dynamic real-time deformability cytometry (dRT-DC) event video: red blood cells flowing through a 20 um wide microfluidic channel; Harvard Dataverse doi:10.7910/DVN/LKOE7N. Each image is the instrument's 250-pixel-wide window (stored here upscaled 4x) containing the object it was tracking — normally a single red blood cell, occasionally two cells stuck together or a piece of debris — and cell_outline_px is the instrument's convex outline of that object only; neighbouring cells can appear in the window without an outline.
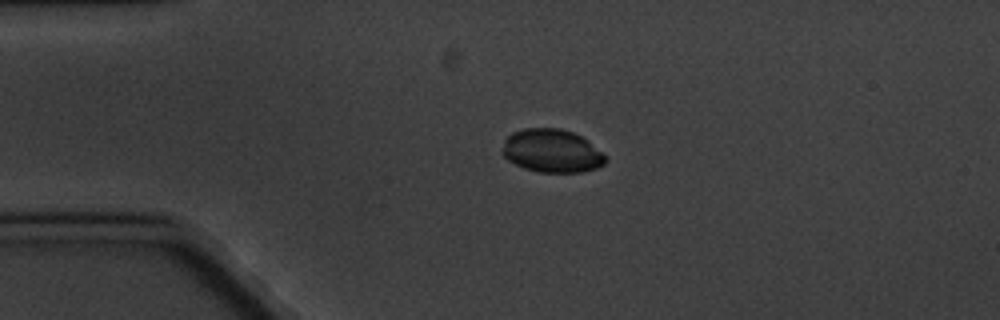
{"species": "common noctule bat (a hibernating species)", "species_latin": "Nyctalus noctula", "temperature_condition": "cold", "stored_images_in_passage": 5, "camera_frame_rate_fps": 3000, "um_per_image_px": 0.085, "animal": {"sex": "male", "body_mass_g": 20.1, "forearm_length_mm": 53.5}, "frame": {"image": 1, "passage_image": 3, "time_ms": 2.333, "image_size_px": [1000, 320], "cell_outline_px": [[608, 160], [604, 164], [596, 168], [584, 172], [540, 172], [524, 168], [508, 160], [500, 152], [504, 140], [512, 132], [524, 128], [560, 128], [572, 132], [588, 140]], "centroid_in_image_um": [46.87, 12.82], "position_along_channel_um": 38.1, "area_um2": 26.01}}